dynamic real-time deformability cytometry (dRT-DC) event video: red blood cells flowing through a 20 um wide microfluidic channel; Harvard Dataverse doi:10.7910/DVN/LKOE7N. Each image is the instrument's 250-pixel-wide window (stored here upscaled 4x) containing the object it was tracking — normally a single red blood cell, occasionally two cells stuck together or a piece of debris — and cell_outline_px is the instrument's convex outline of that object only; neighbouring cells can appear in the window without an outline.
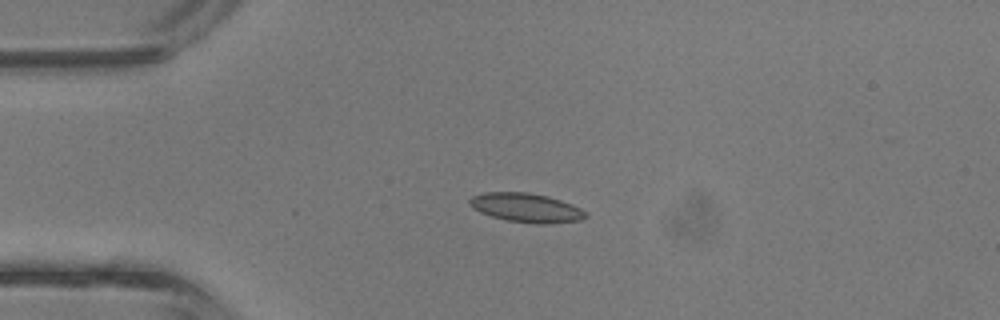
{"species": "common noctule bat (a hibernating species)", "species_latin": "Nyctalus noctula", "temperature_condition": "room temperature", "stored_images_in_passage": 2, "camera_frame_rate_fps": 3000, "um_per_image_px": 0.085, "animal": {"sex": "male", "body_mass_g": 13.3}, "frame": {"image": 1, "passage_image": 1, "time_ms": 0.0, "image_size_px": [1000, 320], "cell_outline_px": [[588, 216], [580, 220], [544, 224], [536, 224], [508, 220], [492, 216], [480, 212], [472, 208], [468, 204], [468, 200], [472, 196], [484, 192], [528, 192], [548, 196], [572, 204], [588, 212]], "centroid_in_image_um": [44.72, 17.65], "position_along_channel_um": 40.3, "area_um2": 19.71}}
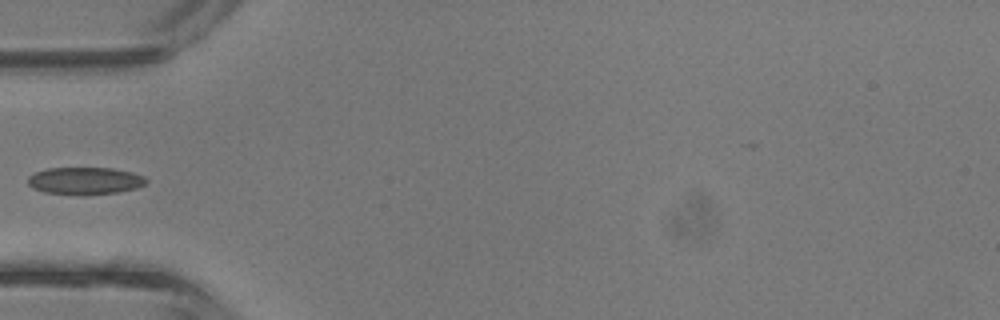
{"frame": {"image": 2, "passage_image": 2, "time_ms": 0.333, "image_size_px": [1000, 320], "cell_outline_px": [[148, 180], [144, 184], [136, 188], [116, 192], [80, 196], [44, 192], [32, 188], [28, 184], [28, 176], [36, 172], [48, 168], [112, 168], [132, 172], [144, 176]], "centroid_in_image_um": [7.2, 15.38], "position_along_channel_um": 77.8, "area_um2": 18.96}}